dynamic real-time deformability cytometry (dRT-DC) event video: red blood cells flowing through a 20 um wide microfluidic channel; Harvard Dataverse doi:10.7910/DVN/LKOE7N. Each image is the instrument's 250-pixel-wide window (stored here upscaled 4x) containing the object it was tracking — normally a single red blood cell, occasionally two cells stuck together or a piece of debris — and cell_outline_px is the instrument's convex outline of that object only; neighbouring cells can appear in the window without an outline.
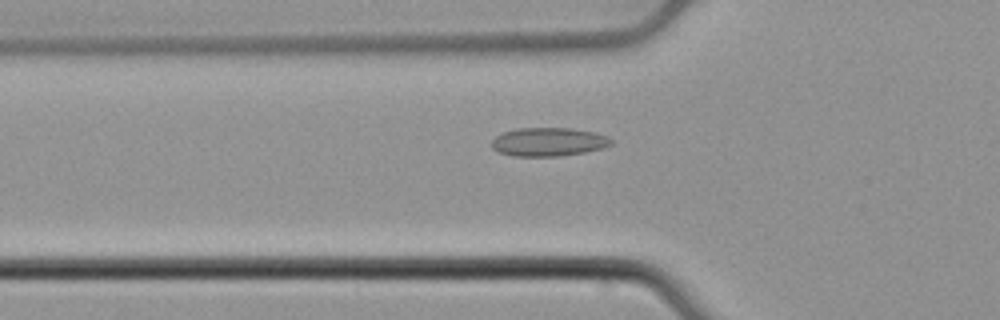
{"species": "common noctule bat (a hibernating species)", "species_latin": "Nyctalus noctula", "temperature_condition": "cold", "stored_images_in_passage": 39, "camera_frame_rate_fps": 3000, "um_per_image_px": 0.085, "animal": {"sex": "male", "body_mass_g": 21.5, "forearm_length_mm": 52.0}, "frame": {"image": 1, "passage_image": 10, "time_ms": 3.0, "image_size_px": [1000, 320], "cell_outline_px": [[612, 144], [604, 148], [584, 152], [560, 156], [512, 156], [500, 152], [492, 148], [492, 140], [496, 136], [504, 132], [516, 128], [572, 128], [596, 132], [612, 140]], "centroid_in_image_um": [46.62, 12.06], "position_along_channel_um": 79.2, "area_um2": 19.88}}
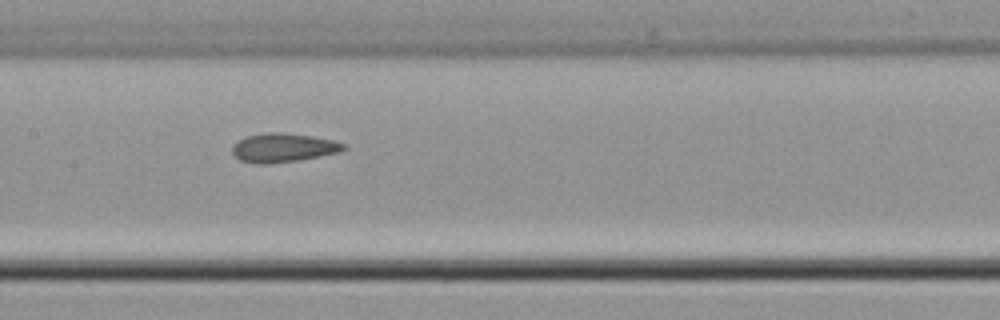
{"frame": {"image": 2, "passage_image": 18, "time_ms": 5.667, "image_size_px": [1000, 320], "cell_outline_px": [[348, 148], [340, 152], [296, 160], [268, 164], [256, 164], [240, 160], [232, 152], [232, 144], [248, 136], [264, 132], [280, 132], [312, 136], [332, 140], [344, 144]], "centroid_in_image_um": [24.06, 12.55], "position_along_channel_um": 183.3, "area_um2": 18.61}}
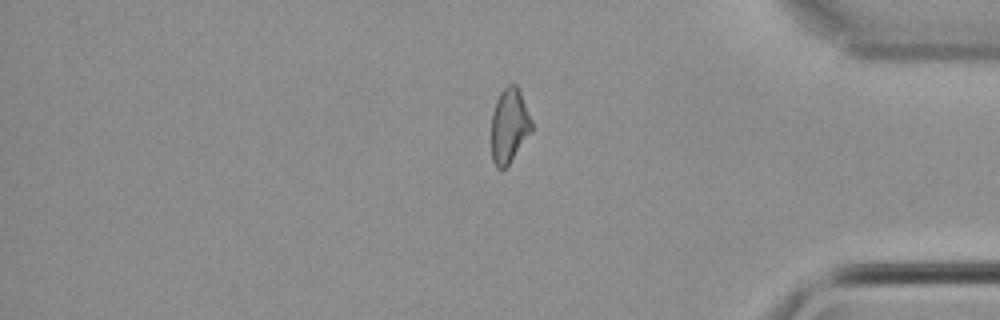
{"frame": {"image": 3, "passage_image": 36, "time_ms": 11.667, "image_size_px": [1000, 320], "cell_outline_px": [[532, 132], [508, 164], [500, 172], [496, 168], [492, 160], [492, 112], [496, 100], [500, 92], [508, 84], [516, 84], [520, 88], [532, 120]], "centroid_in_image_um": [43.3, 10.66], "position_along_channel_um": 391.9, "area_um2": 17.74}}